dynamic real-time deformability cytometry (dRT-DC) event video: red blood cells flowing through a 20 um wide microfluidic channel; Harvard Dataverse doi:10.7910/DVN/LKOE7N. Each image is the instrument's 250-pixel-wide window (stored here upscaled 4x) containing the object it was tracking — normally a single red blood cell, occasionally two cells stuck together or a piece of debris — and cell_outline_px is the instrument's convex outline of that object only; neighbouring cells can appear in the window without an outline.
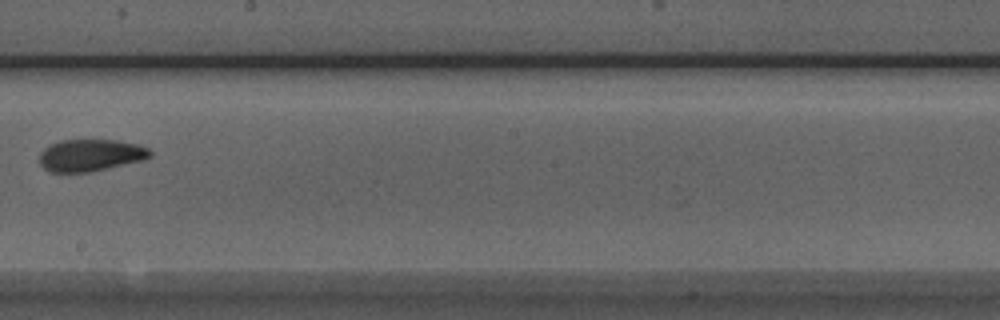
{"species": "Egyptian fruit bat (a non-hibernating species)", "species_latin": "Rousettus aegyptiacus", "temperature_condition": "room temperature", "stored_images_in_passage": 10, "camera_frame_rate_fps": 3000, "um_per_image_px": 0.085, "animal": {"sex": "male"}, "frame": {"image": 1, "passage_image": 9, "time_ms": 2.667, "image_size_px": [1000, 320], "cell_outline_px": [[152, 156], [144, 160], [92, 172], [48, 172], [40, 164], [40, 152], [48, 144], [60, 140], [120, 140], [140, 144], [148, 148], [152, 152]], "centroid_in_image_um": [7.71, 13.19], "position_along_channel_um": 240.5, "area_um2": 21.04}}
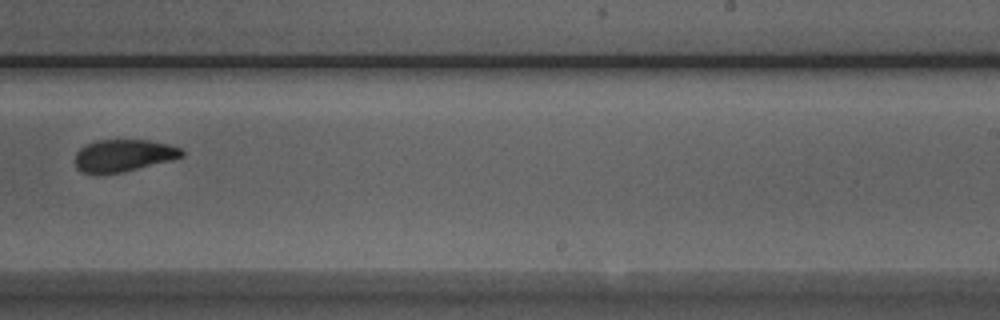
{"frame": {"image": 2, "passage_image": 10, "time_ms": 3.0, "image_size_px": [1000, 320], "cell_outline_px": [[184, 156], [172, 160], [124, 172], [100, 176], [96, 176], [84, 172], [76, 168], [76, 152], [84, 144], [96, 140], [148, 140], [168, 144], [180, 148], [184, 152]], "centroid_in_image_um": [10.46, 13.24], "position_along_channel_um": 278.5, "area_um2": 20.46}}